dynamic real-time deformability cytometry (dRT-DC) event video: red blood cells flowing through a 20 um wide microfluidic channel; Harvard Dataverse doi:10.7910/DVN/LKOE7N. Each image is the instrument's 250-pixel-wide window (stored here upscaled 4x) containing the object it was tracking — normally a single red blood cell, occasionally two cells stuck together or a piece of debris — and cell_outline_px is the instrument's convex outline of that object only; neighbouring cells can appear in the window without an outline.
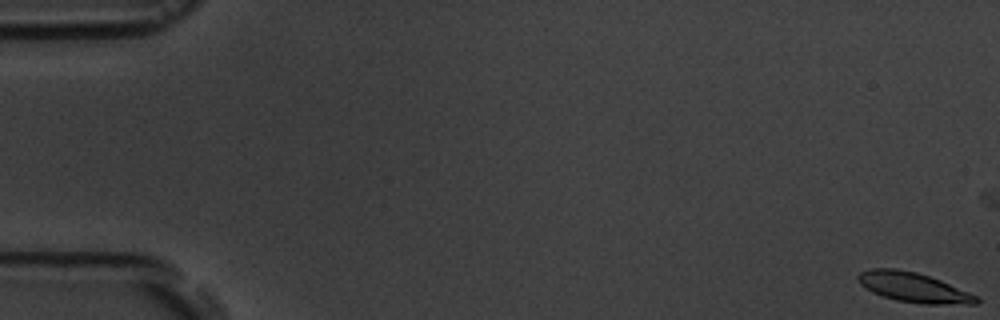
{"species": "common noctule bat (a hibernating species)", "species_latin": "Nyctalus noctula", "temperature_condition": "room temperature", "stored_images_in_passage": 6, "camera_frame_rate_fps": 3000, "um_per_image_px": 0.085, "animal": {"sex": "male", "body_mass_g": 19.5, "forearm_length_mm": 54.6}, "frame": {"image": 1, "passage_image": 1, "time_ms": 0.0, "image_size_px": [1000, 320], "cell_outline_px": [[980, 304], [924, 304], [896, 300], [872, 292], [860, 284], [856, 276], [860, 272], [872, 268], [896, 268], [916, 272], [940, 280], [968, 292], [976, 296], [980, 300]], "centroid_in_image_um": [77.63, 24.42], "position_along_channel_um": 7.4, "area_um2": 20.35}}